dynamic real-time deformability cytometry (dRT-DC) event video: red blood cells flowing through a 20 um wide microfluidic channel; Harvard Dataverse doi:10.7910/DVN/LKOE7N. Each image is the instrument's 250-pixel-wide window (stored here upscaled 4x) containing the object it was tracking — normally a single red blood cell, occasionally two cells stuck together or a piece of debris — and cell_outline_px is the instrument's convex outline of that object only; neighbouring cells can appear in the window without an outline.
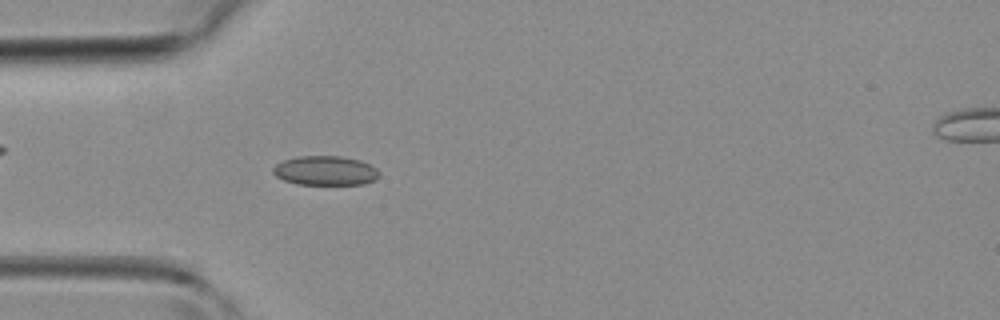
{"species": "common noctule bat (a hibernating species)", "species_latin": "Nyctalus noctula", "temperature_condition": "room temperature", "stored_images_in_passage": 14, "camera_frame_rate_fps": 3000, "um_per_image_px": 0.085, "animal": {"sex": "female", "body_mass_g": 19.3, "forearm_length_mm": 54.1}, "frame": {"image": 1, "passage_image": 8, "time_ms": 2.333, "image_size_px": [1000, 320], "cell_outline_px": [[380, 176], [376, 180], [364, 184], [296, 184], [284, 180], [276, 176], [272, 172], [272, 168], [276, 164], [284, 160], [296, 156], [340, 156], [360, 160], [376, 168], [380, 172]], "centroid_in_image_um": [27.66, 14.5], "position_along_channel_um": 57.3, "area_um2": 18.26}}
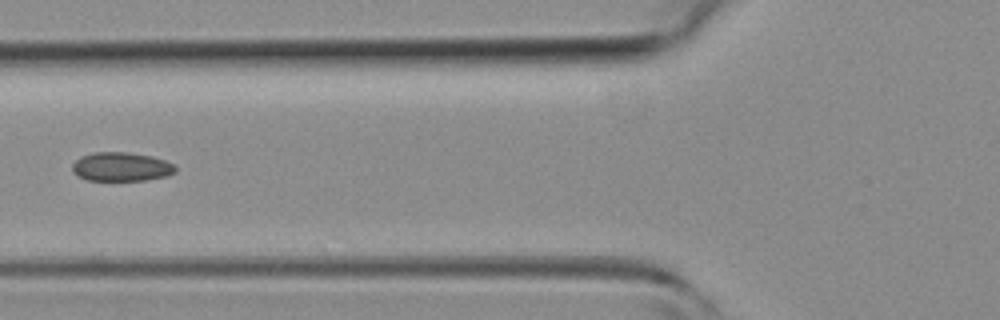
{"frame": {"image": 2, "passage_image": 12, "time_ms": 3.667, "image_size_px": [1000, 320], "cell_outline_px": [[176, 172], [164, 176], [144, 180], [88, 180], [72, 172], [72, 164], [80, 156], [92, 152], [128, 152], [152, 156], [164, 160], [172, 164], [176, 168]], "centroid_in_image_um": [10.28, 14.16], "position_along_channel_um": 115.5, "area_um2": 17.28}}
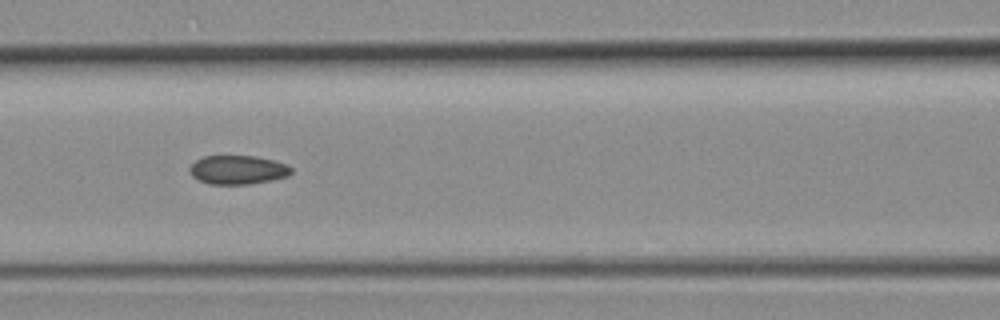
{"frame": {"image": 3, "passage_image": 14, "time_ms": 4.333, "image_size_px": [1000, 320], "cell_outline_px": [[292, 172], [288, 176], [272, 180], [248, 184], [208, 184], [192, 176], [188, 168], [196, 160], [204, 156], [256, 156], [288, 164], [292, 168]], "centroid_in_image_um": [20.22, 14.43], "position_along_channel_um": 146.4, "area_um2": 17.11}}